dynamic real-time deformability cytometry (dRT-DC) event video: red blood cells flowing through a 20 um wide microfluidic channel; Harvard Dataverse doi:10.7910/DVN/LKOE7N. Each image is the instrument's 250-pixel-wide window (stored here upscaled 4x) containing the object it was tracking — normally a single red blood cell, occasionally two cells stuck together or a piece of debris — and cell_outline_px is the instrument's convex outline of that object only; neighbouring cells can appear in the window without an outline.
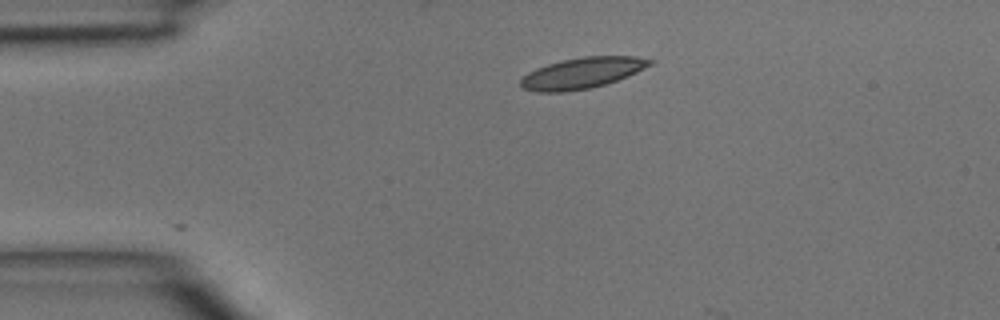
{"species": "common noctule bat (a hibernating species)", "species_latin": "Nyctalus noctula", "temperature_condition": "room temperature", "stored_images_in_passage": 4, "camera_frame_rate_fps": 3000, "um_per_image_px": 0.085, "animal": {"sex": "male", "body_mass_g": 15.6}, "frame": {"image": 1, "passage_image": 1, "time_ms": 0.0, "image_size_px": [1000, 320], "cell_outline_px": [[656, 60], [652, 64], [628, 76], [592, 88], [564, 92], [536, 92], [520, 88], [520, 80], [528, 72], [536, 68], [560, 60], [584, 56], [636, 56]], "centroid_in_image_um": [49.46, 6.2], "position_along_channel_um": 35.5, "area_um2": 23.47}}